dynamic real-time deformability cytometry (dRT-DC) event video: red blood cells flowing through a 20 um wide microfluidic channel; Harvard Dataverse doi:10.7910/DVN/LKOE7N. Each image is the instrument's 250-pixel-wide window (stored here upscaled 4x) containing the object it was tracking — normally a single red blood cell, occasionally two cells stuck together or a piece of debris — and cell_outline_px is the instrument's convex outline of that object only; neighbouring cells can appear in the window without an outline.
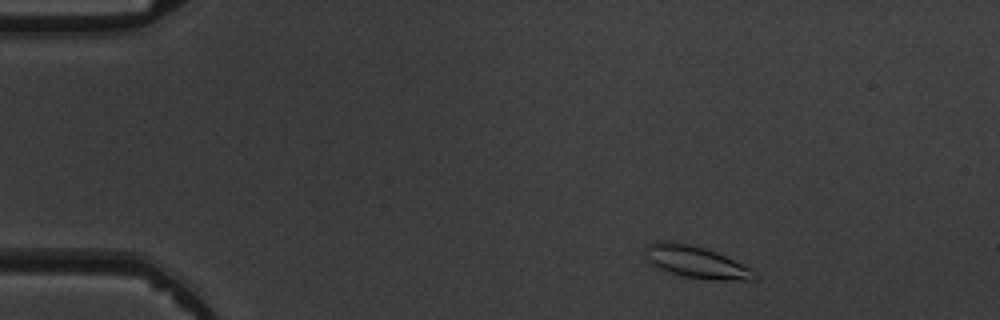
{"species": "common noctule bat (a hibernating species)", "species_latin": "Nyctalus noctula", "temperature_condition": "warm", "stored_images_in_passage": 5, "camera_frame_rate_fps": 3000, "um_per_image_px": 0.085, "animal": {"sex": "male", "body_mass_g": 19.5, "forearm_length_mm": 54.6}, "frame": {"image": 1, "passage_image": 1, "time_ms": 0.0, "image_size_px": [1000, 320], "cell_outline_px": [[756, 280], [712, 280], [684, 276], [656, 268], [644, 256], [644, 248], [648, 244], [656, 240], [676, 240], [692, 244], [716, 252], [756, 272]], "centroid_in_image_um": [59.07, 22.24], "position_along_channel_um": 25.9, "area_um2": 20.52}}
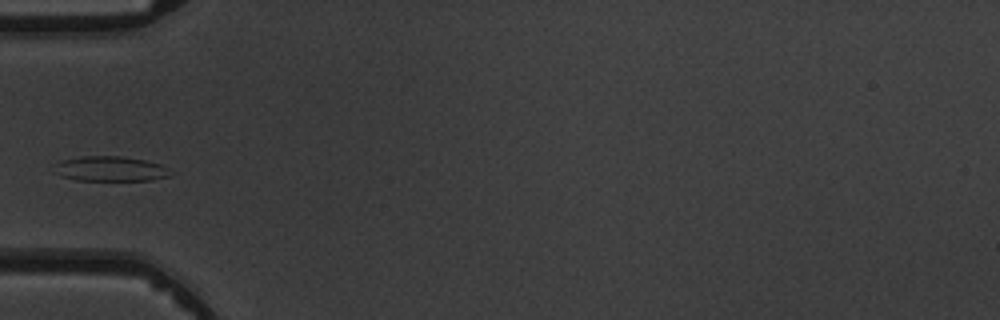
{"frame": {"image": 2, "passage_image": 4, "time_ms": 3.333, "image_size_px": [1000, 320], "cell_outline_px": [[172, 176], [152, 180], [76, 180], [60, 176], [56, 172], [56, 164], [60, 160], [80, 156], [124, 156], [144, 160], [160, 164], [168, 168]], "centroid_in_image_um": [9.39, 14.34], "position_along_channel_um": 75.6, "area_um2": 16.94}}